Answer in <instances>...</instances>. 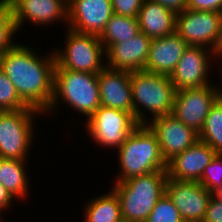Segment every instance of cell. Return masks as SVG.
<instances>
[{
  "instance_id": "obj_33",
  "label": "cell",
  "mask_w": 222,
  "mask_h": 222,
  "mask_svg": "<svg viewBox=\"0 0 222 222\" xmlns=\"http://www.w3.org/2000/svg\"><path fill=\"white\" fill-rule=\"evenodd\" d=\"M166 7L175 14L181 13L187 9V0H150Z\"/></svg>"
},
{
  "instance_id": "obj_17",
  "label": "cell",
  "mask_w": 222,
  "mask_h": 222,
  "mask_svg": "<svg viewBox=\"0 0 222 222\" xmlns=\"http://www.w3.org/2000/svg\"><path fill=\"white\" fill-rule=\"evenodd\" d=\"M100 105L133 115L131 72L104 67L97 75Z\"/></svg>"
},
{
  "instance_id": "obj_30",
  "label": "cell",
  "mask_w": 222,
  "mask_h": 222,
  "mask_svg": "<svg viewBox=\"0 0 222 222\" xmlns=\"http://www.w3.org/2000/svg\"><path fill=\"white\" fill-rule=\"evenodd\" d=\"M187 9L220 12L222 0H187Z\"/></svg>"
},
{
  "instance_id": "obj_1",
  "label": "cell",
  "mask_w": 222,
  "mask_h": 222,
  "mask_svg": "<svg viewBox=\"0 0 222 222\" xmlns=\"http://www.w3.org/2000/svg\"><path fill=\"white\" fill-rule=\"evenodd\" d=\"M35 48L18 41L0 54V67L14 84L21 100L44 114L53 98L56 58L54 50L41 56Z\"/></svg>"
},
{
  "instance_id": "obj_4",
  "label": "cell",
  "mask_w": 222,
  "mask_h": 222,
  "mask_svg": "<svg viewBox=\"0 0 222 222\" xmlns=\"http://www.w3.org/2000/svg\"><path fill=\"white\" fill-rule=\"evenodd\" d=\"M130 82L133 116L138 124H147L154 118L172 113L176 89L169 76L134 71Z\"/></svg>"
},
{
  "instance_id": "obj_10",
  "label": "cell",
  "mask_w": 222,
  "mask_h": 222,
  "mask_svg": "<svg viewBox=\"0 0 222 222\" xmlns=\"http://www.w3.org/2000/svg\"><path fill=\"white\" fill-rule=\"evenodd\" d=\"M218 59L221 61V57L209 48L188 46L170 75L173 86L176 90H183L213 84L209 73L215 67L213 61Z\"/></svg>"
},
{
  "instance_id": "obj_26",
  "label": "cell",
  "mask_w": 222,
  "mask_h": 222,
  "mask_svg": "<svg viewBox=\"0 0 222 222\" xmlns=\"http://www.w3.org/2000/svg\"><path fill=\"white\" fill-rule=\"evenodd\" d=\"M28 107L18 95L14 84L0 67V111H15Z\"/></svg>"
},
{
  "instance_id": "obj_35",
  "label": "cell",
  "mask_w": 222,
  "mask_h": 222,
  "mask_svg": "<svg viewBox=\"0 0 222 222\" xmlns=\"http://www.w3.org/2000/svg\"><path fill=\"white\" fill-rule=\"evenodd\" d=\"M219 65H222V63L220 62V64L218 63V65H217V63H216V67L219 66ZM219 69H220V70H219ZM219 69L217 68L218 74H219V71L222 73V70H221V69H222V66H221V67L219 66ZM219 75H221V76H220V78H221V77H222V74H219ZM221 80H222V78H221ZM219 83L221 84L222 81H220ZM219 88H220V94H222V84L219 85Z\"/></svg>"
},
{
  "instance_id": "obj_19",
  "label": "cell",
  "mask_w": 222,
  "mask_h": 222,
  "mask_svg": "<svg viewBox=\"0 0 222 222\" xmlns=\"http://www.w3.org/2000/svg\"><path fill=\"white\" fill-rule=\"evenodd\" d=\"M187 47V42L176 31L152 39L144 71L170 77Z\"/></svg>"
},
{
  "instance_id": "obj_14",
  "label": "cell",
  "mask_w": 222,
  "mask_h": 222,
  "mask_svg": "<svg viewBox=\"0 0 222 222\" xmlns=\"http://www.w3.org/2000/svg\"><path fill=\"white\" fill-rule=\"evenodd\" d=\"M12 2L14 22L19 34L25 24L45 28L44 26H52L59 21V23L64 22L66 26L63 27L67 28L68 3L65 0H12Z\"/></svg>"
},
{
  "instance_id": "obj_29",
  "label": "cell",
  "mask_w": 222,
  "mask_h": 222,
  "mask_svg": "<svg viewBox=\"0 0 222 222\" xmlns=\"http://www.w3.org/2000/svg\"><path fill=\"white\" fill-rule=\"evenodd\" d=\"M144 0H111L113 13L127 17H138Z\"/></svg>"
},
{
  "instance_id": "obj_9",
  "label": "cell",
  "mask_w": 222,
  "mask_h": 222,
  "mask_svg": "<svg viewBox=\"0 0 222 222\" xmlns=\"http://www.w3.org/2000/svg\"><path fill=\"white\" fill-rule=\"evenodd\" d=\"M175 31L188 46L209 48L221 57L220 12L186 9L176 14Z\"/></svg>"
},
{
  "instance_id": "obj_11",
  "label": "cell",
  "mask_w": 222,
  "mask_h": 222,
  "mask_svg": "<svg viewBox=\"0 0 222 222\" xmlns=\"http://www.w3.org/2000/svg\"><path fill=\"white\" fill-rule=\"evenodd\" d=\"M217 83L200 88L176 90L171 114L199 133L210 108L220 97V84Z\"/></svg>"
},
{
  "instance_id": "obj_23",
  "label": "cell",
  "mask_w": 222,
  "mask_h": 222,
  "mask_svg": "<svg viewBox=\"0 0 222 222\" xmlns=\"http://www.w3.org/2000/svg\"><path fill=\"white\" fill-rule=\"evenodd\" d=\"M140 32L137 17H127L113 13L99 36L104 50L110 45L131 39Z\"/></svg>"
},
{
  "instance_id": "obj_18",
  "label": "cell",
  "mask_w": 222,
  "mask_h": 222,
  "mask_svg": "<svg viewBox=\"0 0 222 222\" xmlns=\"http://www.w3.org/2000/svg\"><path fill=\"white\" fill-rule=\"evenodd\" d=\"M215 154L212 147L198 139L191 147L167 163L168 178L199 182Z\"/></svg>"
},
{
  "instance_id": "obj_20",
  "label": "cell",
  "mask_w": 222,
  "mask_h": 222,
  "mask_svg": "<svg viewBox=\"0 0 222 222\" xmlns=\"http://www.w3.org/2000/svg\"><path fill=\"white\" fill-rule=\"evenodd\" d=\"M137 19L140 31L151 39L175 32L176 14L159 3L144 0Z\"/></svg>"
},
{
  "instance_id": "obj_8",
  "label": "cell",
  "mask_w": 222,
  "mask_h": 222,
  "mask_svg": "<svg viewBox=\"0 0 222 222\" xmlns=\"http://www.w3.org/2000/svg\"><path fill=\"white\" fill-rule=\"evenodd\" d=\"M89 140L105 149L117 150L139 125L130 112L99 106L84 123ZM92 138V139H91ZM115 149V150H114Z\"/></svg>"
},
{
  "instance_id": "obj_22",
  "label": "cell",
  "mask_w": 222,
  "mask_h": 222,
  "mask_svg": "<svg viewBox=\"0 0 222 222\" xmlns=\"http://www.w3.org/2000/svg\"><path fill=\"white\" fill-rule=\"evenodd\" d=\"M82 209L84 222H121V205L117 194L109 189V192L99 196H93L85 203Z\"/></svg>"
},
{
  "instance_id": "obj_5",
  "label": "cell",
  "mask_w": 222,
  "mask_h": 222,
  "mask_svg": "<svg viewBox=\"0 0 222 222\" xmlns=\"http://www.w3.org/2000/svg\"><path fill=\"white\" fill-rule=\"evenodd\" d=\"M167 171H155L123 182H113L124 221L145 222L159 199L165 194Z\"/></svg>"
},
{
  "instance_id": "obj_7",
  "label": "cell",
  "mask_w": 222,
  "mask_h": 222,
  "mask_svg": "<svg viewBox=\"0 0 222 222\" xmlns=\"http://www.w3.org/2000/svg\"><path fill=\"white\" fill-rule=\"evenodd\" d=\"M64 48H53L56 63L73 71L98 74L105 65V50L99 36L65 30ZM104 57V58H103Z\"/></svg>"
},
{
  "instance_id": "obj_6",
  "label": "cell",
  "mask_w": 222,
  "mask_h": 222,
  "mask_svg": "<svg viewBox=\"0 0 222 222\" xmlns=\"http://www.w3.org/2000/svg\"><path fill=\"white\" fill-rule=\"evenodd\" d=\"M41 115L44 114L34 108L0 112V158L30 159L29 151L39 133L35 132V123Z\"/></svg>"
},
{
  "instance_id": "obj_12",
  "label": "cell",
  "mask_w": 222,
  "mask_h": 222,
  "mask_svg": "<svg viewBox=\"0 0 222 222\" xmlns=\"http://www.w3.org/2000/svg\"><path fill=\"white\" fill-rule=\"evenodd\" d=\"M165 193L184 222H203L212 193L199 182L167 178Z\"/></svg>"
},
{
  "instance_id": "obj_24",
  "label": "cell",
  "mask_w": 222,
  "mask_h": 222,
  "mask_svg": "<svg viewBox=\"0 0 222 222\" xmlns=\"http://www.w3.org/2000/svg\"><path fill=\"white\" fill-rule=\"evenodd\" d=\"M199 140L207 143L216 153L222 154V98L212 105L198 133Z\"/></svg>"
},
{
  "instance_id": "obj_21",
  "label": "cell",
  "mask_w": 222,
  "mask_h": 222,
  "mask_svg": "<svg viewBox=\"0 0 222 222\" xmlns=\"http://www.w3.org/2000/svg\"><path fill=\"white\" fill-rule=\"evenodd\" d=\"M28 165V161L0 158V184L18 201L27 199L30 194Z\"/></svg>"
},
{
  "instance_id": "obj_32",
  "label": "cell",
  "mask_w": 222,
  "mask_h": 222,
  "mask_svg": "<svg viewBox=\"0 0 222 222\" xmlns=\"http://www.w3.org/2000/svg\"><path fill=\"white\" fill-rule=\"evenodd\" d=\"M14 201L15 199L8 193L5 187L0 184V222L4 221L5 217L3 213L8 209L10 210V208H12L11 206H14Z\"/></svg>"
},
{
  "instance_id": "obj_36",
  "label": "cell",
  "mask_w": 222,
  "mask_h": 222,
  "mask_svg": "<svg viewBox=\"0 0 222 222\" xmlns=\"http://www.w3.org/2000/svg\"><path fill=\"white\" fill-rule=\"evenodd\" d=\"M220 21H221V58H222V10L220 11Z\"/></svg>"
},
{
  "instance_id": "obj_15",
  "label": "cell",
  "mask_w": 222,
  "mask_h": 222,
  "mask_svg": "<svg viewBox=\"0 0 222 222\" xmlns=\"http://www.w3.org/2000/svg\"><path fill=\"white\" fill-rule=\"evenodd\" d=\"M112 15L111 0H70L67 28L100 36Z\"/></svg>"
},
{
  "instance_id": "obj_31",
  "label": "cell",
  "mask_w": 222,
  "mask_h": 222,
  "mask_svg": "<svg viewBox=\"0 0 222 222\" xmlns=\"http://www.w3.org/2000/svg\"><path fill=\"white\" fill-rule=\"evenodd\" d=\"M203 222H222V202L213 196L209 200Z\"/></svg>"
},
{
  "instance_id": "obj_3",
  "label": "cell",
  "mask_w": 222,
  "mask_h": 222,
  "mask_svg": "<svg viewBox=\"0 0 222 222\" xmlns=\"http://www.w3.org/2000/svg\"><path fill=\"white\" fill-rule=\"evenodd\" d=\"M98 74L54 68L53 98L44 115H56L60 104H67L87 121L100 106Z\"/></svg>"
},
{
  "instance_id": "obj_16",
  "label": "cell",
  "mask_w": 222,
  "mask_h": 222,
  "mask_svg": "<svg viewBox=\"0 0 222 222\" xmlns=\"http://www.w3.org/2000/svg\"><path fill=\"white\" fill-rule=\"evenodd\" d=\"M152 39L139 32L131 39L110 45L105 50V65L114 70L130 72L145 69Z\"/></svg>"
},
{
  "instance_id": "obj_25",
  "label": "cell",
  "mask_w": 222,
  "mask_h": 222,
  "mask_svg": "<svg viewBox=\"0 0 222 222\" xmlns=\"http://www.w3.org/2000/svg\"><path fill=\"white\" fill-rule=\"evenodd\" d=\"M18 34L14 22V10L12 0H0V54L11 49L17 42Z\"/></svg>"
},
{
  "instance_id": "obj_34",
  "label": "cell",
  "mask_w": 222,
  "mask_h": 222,
  "mask_svg": "<svg viewBox=\"0 0 222 222\" xmlns=\"http://www.w3.org/2000/svg\"><path fill=\"white\" fill-rule=\"evenodd\" d=\"M212 196H213L216 200L222 202V184H221V186H220L218 189H216V190L212 193Z\"/></svg>"
},
{
  "instance_id": "obj_13",
  "label": "cell",
  "mask_w": 222,
  "mask_h": 222,
  "mask_svg": "<svg viewBox=\"0 0 222 222\" xmlns=\"http://www.w3.org/2000/svg\"><path fill=\"white\" fill-rule=\"evenodd\" d=\"M147 125L155 133L166 163L199 139L194 129L186 126L172 114L154 118Z\"/></svg>"
},
{
  "instance_id": "obj_28",
  "label": "cell",
  "mask_w": 222,
  "mask_h": 222,
  "mask_svg": "<svg viewBox=\"0 0 222 222\" xmlns=\"http://www.w3.org/2000/svg\"><path fill=\"white\" fill-rule=\"evenodd\" d=\"M199 183L213 193L222 184V154L216 153L205 168Z\"/></svg>"
},
{
  "instance_id": "obj_27",
  "label": "cell",
  "mask_w": 222,
  "mask_h": 222,
  "mask_svg": "<svg viewBox=\"0 0 222 222\" xmlns=\"http://www.w3.org/2000/svg\"><path fill=\"white\" fill-rule=\"evenodd\" d=\"M145 222H184L179 210L165 193L151 211Z\"/></svg>"
},
{
  "instance_id": "obj_2",
  "label": "cell",
  "mask_w": 222,
  "mask_h": 222,
  "mask_svg": "<svg viewBox=\"0 0 222 222\" xmlns=\"http://www.w3.org/2000/svg\"><path fill=\"white\" fill-rule=\"evenodd\" d=\"M115 154L120 168L113 182H123L155 171H167L157 137L147 124H139Z\"/></svg>"
}]
</instances>
